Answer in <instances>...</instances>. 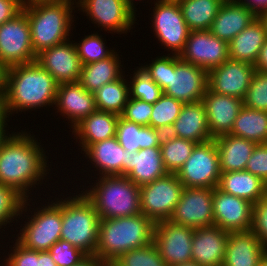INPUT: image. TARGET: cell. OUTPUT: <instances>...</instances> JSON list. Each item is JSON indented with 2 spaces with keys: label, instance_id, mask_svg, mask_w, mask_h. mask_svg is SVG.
Here are the masks:
<instances>
[{
  "label": "cell",
  "instance_id": "6da1fadb",
  "mask_svg": "<svg viewBox=\"0 0 267 266\" xmlns=\"http://www.w3.org/2000/svg\"><path fill=\"white\" fill-rule=\"evenodd\" d=\"M30 132L13 131L0 146V184L13 188L24 199L51 175L47 151Z\"/></svg>",
  "mask_w": 267,
  "mask_h": 266
},
{
  "label": "cell",
  "instance_id": "7a4b0ae2",
  "mask_svg": "<svg viewBox=\"0 0 267 266\" xmlns=\"http://www.w3.org/2000/svg\"><path fill=\"white\" fill-rule=\"evenodd\" d=\"M58 84L36 61L10 66L7 87L0 105L8 116L14 113L54 107ZM48 106V107H47Z\"/></svg>",
  "mask_w": 267,
  "mask_h": 266
},
{
  "label": "cell",
  "instance_id": "3957f363",
  "mask_svg": "<svg viewBox=\"0 0 267 266\" xmlns=\"http://www.w3.org/2000/svg\"><path fill=\"white\" fill-rule=\"evenodd\" d=\"M74 5L76 0H37L23 3L22 10L28 18L31 43L36 55L71 39L70 32L75 27L73 22L76 21Z\"/></svg>",
  "mask_w": 267,
  "mask_h": 266
},
{
  "label": "cell",
  "instance_id": "277c9868",
  "mask_svg": "<svg viewBox=\"0 0 267 266\" xmlns=\"http://www.w3.org/2000/svg\"><path fill=\"white\" fill-rule=\"evenodd\" d=\"M155 223L143 213L100 219L95 255L102 261H115L127 251L153 242Z\"/></svg>",
  "mask_w": 267,
  "mask_h": 266
},
{
  "label": "cell",
  "instance_id": "5b68a950",
  "mask_svg": "<svg viewBox=\"0 0 267 266\" xmlns=\"http://www.w3.org/2000/svg\"><path fill=\"white\" fill-rule=\"evenodd\" d=\"M94 185L81 191L93 204L100 219L139 215L140 187L126 176H99ZM85 190V191H84Z\"/></svg>",
  "mask_w": 267,
  "mask_h": 266
},
{
  "label": "cell",
  "instance_id": "8992f818",
  "mask_svg": "<svg viewBox=\"0 0 267 266\" xmlns=\"http://www.w3.org/2000/svg\"><path fill=\"white\" fill-rule=\"evenodd\" d=\"M60 199V200H59ZM32 198L24 199L18 220L26 216L27 222L21 224L20 232L16 240L27 249L39 252L48 251L52 245L60 240L62 227V198H55L51 202L32 209L30 201ZM30 206V207H28ZM43 206V207H42ZM29 208V209H28ZM32 209V211H31ZM31 212L29 215L28 213ZM34 212V213H33Z\"/></svg>",
  "mask_w": 267,
  "mask_h": 266
},
{
  "label": "cell",
  "instance_id": "52a82bcc",
  "mask_svg": "<svg viewBox=\"0 0 267 266\" xmlns=\"http://www.w3.org/2000/svg\"><path fill=\"white\" fill-rule=\"evenodd\" d=\"M79 192L65 199L62 198L60 239L79 248L87 255H95L100 217L93 204L81 191Z\"/></svg>",
  "mask_w": 267,
  "mask_h": 266
},
{
  "label": "cell",
  "instance_id": "ba28073f",
  "mask_svg": "<svg viewBox=\"0 0 267 266\" xmlns=\"http://www.w3.org/2000/svg\"><path fill=\"white\" fill-rule=\"evenodd\" d=\"M184 186L176 173H167L140 187L141 213L155 224L167 221L180 200Z\"/></svg>",
  "mask_w": 267,
  "mask_h": 266
},
{
  "label": "cell",
  "instance_id": "9c48e42d",
  "mask_svg": "<svg viewBox=\"0 0 267 266\" xmlns=\"http://www.w3.org/2000/svg\"><path fill=\"white\" fill-rule=\"evenodd\" d=\"M150 21L153 34L168 52L178 55L183 51L188 39L189 28L183 18L177 0H154ZM171 50V51H170Z\"/></svg>",
  "mask_w": 267,
  "mask_h": 266
},
{
  "label": "cell",
  "instance_id": "30bf717a",
  "mask_svg": "<svg viewBox=\"0 0 267 266\" xmlns=\"http://www.w3.org/2000/svg\"><path fill=\"white\" fill-rule=\"evenodd\" d=\"M176 175L186 188L217 187L221 170L215 140L197 144Z\"/></svg>",
  "mask_w": 267,
  "mask_h": 266
},
{
  "label": "cell",
  "instance_id": "8fae6325",
  "mask_svg": "<svg viewBox=\"0 0 267 266\" xmlns=\"http://www.w3.org/2000/svg\"><path fill=\"white\" fill-rule=\"evenodd\" d=\"M170 54L168 86L163 94L183 103L201 101L208 88V72Z\"/></svg>",
  "mask_w": 267,
  "mask_h": 266
},
{
  "label": "cell",
  "instance_id": "7c38bea8",
  "mask_svg": "<svg viewBox=\"0 0 267 266\" xmlns=\"http://www.w3.org/2000/svg\"><path fill=\"white\" fill-rule=\"evenodd\" d=\"M0 61L8 67L36 61L30 25L23 10L0 25Z\"/></svg>",
  "mask_w": 267,
  "mask_h": 266
},
{
  "label": "cell",
  "instance_id": "4fadbf2b",
  "mask_svg": "<svg viewBox=\"0 0 267 266\" xmlns=\"http://www.w3.org/2000/svg\"><path fill=\"white\" fill-rule=\"evenodd\" d=\"M76 8L107 33L127 34L137 24V14L125 0H77Z\"/></svg>",
  "mask_w": 267,
  "mask_h": 266
},
{
  "label": "cell",
  "instance_id": "5bb4252c",
  "mask_svg": "<svg viewBox=\"0 0 267 266\" xmlns=\"http://www.w3.org/2000/svg\"><path fill=\"white\" fill-rule=\"evenodd\" d=\"M169 221L194 229L213 226V189L184 187Z\"/></svg>",
  "mask_w": 267,
  "mask_h": 266
},
{
  "label": "cell",
  "instance_id": "9a60e30c",
  "mask_svg": "<svg viewBox=\"0 0 267 266\" xmlns=\"http://www.w3.org/2000/svg\"><path fill=\"white\" fill-rule=\"evenodd\" d=\"M179 58L209 72L229 59L228 42L209 30L190 31Z\"/></svg>",
  "mask_w": 267,
  "mask_h": 266
},
{
  "label": "cell",
  "instance_id": "2e32d148",
  "mask_svg": "<svg viewBox=\"0 0 267 266\" xmlns=\"http://www.w3.org/2000/svg\"><path fill=\"white\" fill-rule=\"evenodd\" d=\"M194 228L180 226L169 220L157 222L153 243L167 266H176L190 262Z\"/></svg>",
  "mask_w": 267,
  "mask_h": 266
},
{
  "label": "cell",
  "instance_id": "e0dca14e",
  "mask_svg": "<svg viewBox=\"0 0 267 266\" xmlns=\"http://www.w3.org/2000/svg\"><path fill=\"white\" fill-rule=\"evenodd\" d=\"M36 62L54 77L58 85L80 79L82 64L73 40L42 50L36 55Z\"/></svg>",
  "mask_w": 267,
  "mask_h": 266
},
{
  "label": "cell",
  "instance_id": "ac0fdd59",
  "mask_svg": "<svg viewBox=\"0 0 267 266\" xmlns=\"http://www.w3.org/2000/svg\"><path fill=\"white\" fill-rule=\"evenodd\" d=\"M254 73V65L228 59L208 72V88L217 94L243 99Z\"/></svg>",
  "mask_w": 267,
  "mask_h": 266
},
{
  "label": "cell",
  "instance_id": "d6986e66",
  "mask_svg": "<svg viewBox=\"0 0 267 266\" xmlns=\"http://www.w3.org/2000/svg\"><path fill=\"white\" fill-rule=\"evenodd\" d=\"M252 208L249 201L213 188L214 225L222 230H251Z\"/></svg>",
  "mask_w": 267,
  "mask_h": 266
},
{
  "label": "cell",
  "instance_id": "ffe728a7",
  "mask_svg": "<svg viewBox=\"0 0 267 266\" xmlns=\"http://www.w3.org/2000/svg\"><path fill=\"white\" fill-rule=\"evenodd\" d=\"M207 115L210 135L213 139L230 134L240 109L242 99L234 96L221 95L207 88L202 98Z\"/></svg>",
  "mask_w": 267,
  "mask_h": 266
},
{
  "label": "cell",
  "instance_id": "44dd1931",
  "mask_svg": "<svg viewBox=\"0 0 267 266\" xmlns=\"http://www.w3.org/2000/svg\"><path fill=\"white\" fill-rule=\"evenodd\" d=\"M54 110L67 118L70 130L97 110L94 93L87 91L79 82L64 83L57 87Z\"/></svg>",
  "mask_w": 267,
  "mask_h": 266
},
{
  "label": "cell",
  "instance_id": "7402d4cb",
  "mask_svg": "<svg viewBox=\"0 0 267 266\" xmlns=\"http://www.w3.org/2000/svg\"><path fill=\"white\" fill-rule=\"evenodd\" d=\"M229 233L215 225L196 228L192 238L191 260L200 266H222Z\"/></svg>",
  "mask_w": 267,
  "mask_h": 266
},
{
  "label": "cell",
  "instance_id": "603a6c76",
  "mask_svg": "<svg viewBox=\"0 0 267 266\" xmlns=\"http://www.w3.org/2000/svg\"><path fill=\"white\" fill-rule=\"evenodd\" d=\"M83 155L89 158L87 161L96 168L98 176H126L127 150L119 144L116 136L90 145Z\"/></svg>",
  "mask_w": 267,
  "mask_h": 266
},
{
  "label": "cell",
  "instance_id": "cb8c5ba5",
  "mask_svg": "<svg viewBox=\"0 0 267 266\" xmlns=\"http://www.w3.org/2000/svg\"><path fill=\"white\" fill-rule=\"evenodd\" d=\"M160 147L127 151L126 177L141 187L167 174Z\"/></svg>",
  "mask_w": 267,
  "mask_h": 266
},
{
  "label": "cell",
  "instance_id": "d4e9b609",
  "mask_svg": "<svg viewBox=\"0 0 267 266\" xmlns=\"http://www.w3.org/2000/svg\"><path fill=\"white\" fill-rule=\"evenodd\" d=\"M265 250L251 230L231 231L222 266H259Z\"/></svg>",
  "mask_w": 267,
  "mask_h": 266
},
{
  "label": "cell",
  "instance_id": "484cf974",
  "mask_svg": "<svg viewBox=\"0 0 267 266\" xmlns=\"http://www.w3.org/2000/svg\"><path fill=\"white\" fill-rule=\"evenodd\" d=\"M168 134L194 141L197 144L212 140L202 101L184 103Z\"/></svg>",
  "mask_w": 267,
  "mask_h": 266
},
{
  "label": "cell",
  "instance_id": "4316f807",
  "mask_svg": "<svg viewBox=\"0 0 267 266\" xmlns=\"http://www.w3.org/2000/svg\"><path fill=\"white\" fill-rule=\"evenodd\" d=\"M118 119V114L96 110L79 122L70 132L74 135L76 142L79 140L81 154L90 145L116 136Z\"/></svg>",
  "mask_w": 267,
  "mask_h": 266
},
{
  "label": "cell",
  "instance_id": "83f0119b",
  "mask_svg": "<svg viewBox=\"0 0 267 266\" xmlns=\"http://www.w3.org/2000/svg\"><path fill=\"white\" fill-rule=\"evenodd\" d=\"M256 18L252 11L238 1L223 2L209 31L229 43Z\"/></svg>",
  "mask_w": 267,
  "mask_h": 266
},
{
  "label": "cell",
  "instance_id": "f1b7e54d",
  "mask_svg": "<svg viewBox=\"0 0 267 266\" xmlns=\"http://www.w3.org/2000/svg\"><path fill=\"white\" fill-rule=\"evenodd\" d=\"M266 38L265 25L257 17L228 43L229 59L254 65Z\"/></svg>",
  "mask_w": 267,
  "mask_h": 266
},
{
  "label": "cell",
  "instance_id": "f546056e",
  "mask_svg": "<svg viewBox=\"0 0 267 266\" xmlns=\"http://www.w3.org/2000/svg\"><path fill=\"white\" fill-rule=\"evenodd\" d=\"M217 188L252 204L267 195V184L246 170L221 172Z\"/></svg>",
  "mask_w": 267,
  "mask_h": 266
},
{
  "label": "cell",
  "instance_id": "4dcf8cb0",
  "mask_svg": "<svg viewBox=\"0 0 267 266\" xmlns=\"http://www.w3.org/2000/svg\"><path fill=\"white\" fill-rule=\"evenodd\" d=\"M219 153L221 172L245 170L256 143L245 138L225 134L214 139Z\"/></svg>",
  "mask_w": 267,
  "mask_h": 266
},
{
  "label": "cell",
  "instance_id": "1f68e13d",
  "mask_svg": "<svg viewBox=\"0 0 267 266\" xmlns=\"http://www.w3.org/2000/svg\"><path fill=\"white\" fill-rule=\"evenodd\" d=\"M163 135L161 130L127 121L120 116L117 121L116 138L128 152L160 147Z\"/></svg>",
  "mask_w": 267,
  "mask_h": 266
},
{
  "label": "cell",
  "instance_id": "d6a6232c",
  "mask_svg": "<svg viewBox=\"0 0 267 266\" xmlns=\"http://www.w3.org/2000/svg\"><path fill=\"white\" fill-rule=\"evenodd\" d=\"M119 54L115 51L110 57L82 65L79 83L89 92L94 93L101 86L119 79L124 69Z\"/></svg>",
  "mask_w": 267,
  "mask_h": 266
},
{
  "label": "cell",
  "instance_id": "836d02e7",
  "mask_svg": "<svg viewBox=\"0 0 267 266\" xmlns=\"http://www.w3.org/2000/svg\"><path fill=\"white\" fill-rule=\"evenodd\" d=\"M190 31L210 30L222 0H177Z\"/></svg>",
  "mask_w": 267,
  "mask_h": 266
},
{
  "label": "cell",
  "instance_id": "e575fe53",
  "mask_svg": "<svg viewBox=\"0 0 267 266\" xmlns=\"http://www.w3.org/2000/svg\"><path fill=\"white\" fill-rule=\"evenodd\" d=\"M230 134L256 144L267 143V111L242 106Z\"/></svg>",
  "mask_w": 267,
  "mask_h": 266
},
{
  "label": "cell",
  "instance_id": "d590c367",
  "mask_svg": "<svg viewBox=\"0 0 267 266\" xmlns=\"http://www.w3.org/2000/svg\"><path fill=\"white\" fill-rule=\"evenodd\" d=\"M122 75L119 79L101 86L94 92L96 108L99 111L120 115L130 97L129 82Z\"/></svg>",
  "mask_w": 267,
  "mask_h": 266
},
{
  "label": "cell",
  "instance_id": "8d00e7d4",
  "mask_svg": "<svg viewBox=\"0 0 267 266\" xmlns=\"http://www.w3.org/2000/svg\"><path fill=\"white\" fill-rule=\"evenodd\" d=\"M197 145L194 141L164 133L161 139V155L168 173H177Z\"/></svg>",
  "mask_w": 267,
  "mask_h": 266
},
{
  "label": "cell",
  "instance_id": "74e56055",
  "mask_svg": "<svg viewBox=\"0 0 267 266\" xmlns=\"http://www.w3.org/2000/svg\"><path fill=\"white\" fill-rule=\"evenodd\" d=\"M183 105V102L163 94L153 104L149 126L161 130L163 133H168L178 118Z\"/></svg>",
  "mask_w": 267,
  "mask_h": 266
},
{
  "label": "cell",
  "instance_id": "f35d334b",
  "mask_svg": "<svg viewBox=\"0 0 267 266\" xmlns=\"http://www.w3.org/2000/svg\"><path fill=\"white\" fill-rule=\"evenodd\" d=\"M128 80L130 98L154 104L163 95V90L141 67H136Z\"/></svg>",
  "mask_w": 267,
  "mask_h": 266
},
{
  "label": "cell",
  "instance_id": "ab89813d",
  "mask_svg": "<svg viewBox=\"0 0 267 266\" xmlns=\"http://www.w3.org/2000/svg\"><path fill=\"white\" fill-rule=\"evenodd\" d=\"M103 39L98 32H93L90 35H85L83 39L81 38L79 43L73 41L82 65L106 59L115 52L114 48L106 46V40Z\"/></svg>",
  "mask_w": 267,
  "mask_h": 266
},
{
  "label": "cell",
  "instance_id": "60d3db41",
  "mask_svg": "<svg viewBox=\"0 0 267 266\" xmlns=\"http://www.w3.org/2000/svg\"><path fill=\"white\" fill-rule=\"evenodd\" d=\"M115 262L120 266H167L153 242L121 254Z\"/></svg>",
  "mask_w": 267,
  "mask_h": 266
},
{
  "label": "cell",
  "instance_id": "b9f144b4",
  "mask_svg": "<svg viewBox=\"0 0 267 266\" xmlns=\"http://www.w3.org/2000/svg\"><path fill=\"white\" fill-rule=\"evenodd\" d=\"M23 202L24 198L13 188L0 184V229L15 223L14 219L18 223L16 218H19Z\"/></svg>",
  "mask_w": 267,
  "mask_h": 266
},
{
  "label": "cell",
  "instance_id": "7bdbcfd3",
  "mask_svg": "<svg viewBox=\"0 0 267 266\" xmlns=\"http://www.w3.org/2000/svg\"><path fill=\"white\" fill-rule=\"evenodd\" d=\"M242 102L247 108L267 111V72L255 71Z\"/></svg>",
  "mask_w": 267,
  "mask_h": 266
},
{
  "label": "cell",
  "instance_id": "ee69618b",
  "mask_svg": "<svg viewBox=\"0 0 267 266\" xmlns=\"http://www.w3.org/2000/svg\"><path fill=\"white\" fill-rule=\"evenodd\" d=\"M58 266H75L88 255L64 240H59L48 250Z\"/></svg>",
  "mask_w": 267,
  "mask_h": 266
},
{
  "label": "cell",
  "instance_id": "f6af8a7d",
  "mask_svg": "<svg viewBox=\"0 0 267 266\" xmlns=\"http://www.w3.org/2000/svg\"><path fill=\"white\" fill-rule=\"evenodd\" d=\"M152 108V103L129 97L127 104L119 116L127 121L142 126H149Z\"/></svg>",
  "mask_w": 267,
  "mask_h": 266
},
{
  "label": "cell",
  "instance_id": "bcb514c9",
  "mask_svg": "<svg viewBox=\"0 0 267 266\" xmlns=\"http://www.w3.org/2000/svg\"><path fill=\"white\" fill-rule=\"evenodd\" d=\"M14 247L9 248L7 256L5 255L2 266H38V251L25 248L17 240ZM5 261V262H4Z\"/></svg>",
  "mask_w": 267,
  "mask_h": 266
},
{
  "label": "cell",
  "instance_id": "7dc6e473",
  "mask_svg": "<svg viewBox=\"0 0 267 266\" xmlns=\"http://www.w3.org/2000/svg\"><path fill=\"white\" fill-rule=\"evenodd\" d=\"M251 231L267 249V195L253 204Z\"/></svg>",
  "mask_w": 267,
  "mask_h": 266
},
{
  "label": "cell",
  "instance_id": "c3c4849f",
  "mask_svg": "<svg viewBox=\"0 0 267 266\" xmlns=\"http://www.w3.org/2000/svg\"><path fill=\"white\" fill-rule=\"evenodd\" d=\"M154 59V60H153ZM152 63H146L140 66L146 74L154 80L162 90L168 86V77H169V53L161 56H157L156 59L153 58Z\"/></svg>",
  "mask_w": 267,
  "mask_h": 266
},
{
  "label": "cell",
  "instance_id": "681fc988",
  "mask_svg": "<svg viewBox=\"0 0 267 266\" xmlns=\"http://www.w3.org/2000/svg\"><path fill=\"white\" fill-rule=\"evenodd\" d=\"M245 170L259 177L267 184V143L256 145L248 159Z\"/></svg>",
  "mask_w": 267,
  "mask_h": 266
},
{
  "label": "cell",
  "instance_id": "f907efd6",
  "mask_svg": "<svg viewBox=\"0 0 267 266\" xmlns=\"http://www.w3.org/2000/svg\"><path fill=\"white\" fill-rule=\"evenodd\" d=\"M23 3V0H0V25L17 15Z\"/></svg>",
  "mask_w": 267,
  "mask_h": 266
},
{
  "label": "cell",
  "instance_id": "816d5d0a",
  "mask_svg": "<svg viewBox=\"0 0 267 266\" xmlns=\"http://www.w3.org/2000/svg\"><path fill=\"white\" fill-rule=\"evenodd\" d=\"M238 2L252 11L257 17L267 11V0H239Z\"/></svg>",
  "mask_w": 267,
  "mask_h": 266
},
{
  "label": "cell",
  "instance_id": "f5cc1de1",
  "mask_svg": "<svg viewBox=\"0 0 267 266\" xmlns=\"http://www.w3.org/2000/svg\"><path fill=\"white\" fill-rule=\"evenodd\" d=\"M9 118L11 117L8 116V114L3 110L2 106L0 105V146L10 136L9 134L10 132L7 131V129H5V128H9L8 123H7L10 121Z\"/></svg>",
  "mask_w": 267,
  "mask_h": 266
},
{
  "label": "cell",
  "instance_id": "db71d44e",
  "mask_svg": "<svg viewBox=\"0 0 267 266\" xmlns=\"http://www.w3.org/2000/svg\"><path fill=\"white\" fill-rule=\"evenodd\" d=\"M254 67L255 71L267 72V38L260 49V53Z\"/></svg>",
  "mask_w": 267,
  "mask_h": 266
},
{
  "label": "cell",
  "instance_id": "11a10c76",
  "mask_svg": "<svg viewBox=\"0 0 267 266\" xmlns=\"http://www.w3.org/2000/svg\"><path fill=\"white\" fill-rule=\"evenodd\" d=\"M9 67L0 61V99L4 95L7 87V74Z\"/></svg>",
  "mask_w": 267,
  "mask_h": 266
},
{
  "label": "cell",
  "instance_id": "9f6ffc18",
  "mask_svg": "<svg viewBox=\"0 0 267 266\" xmlns=\"http://www.w3.org/2000/svg\"><path fill=\"white\" fill-rule=\"evenodd\" d=\"M38 266H58L49 251H38Z\"/></svg>",
  "mask_w": 267,
  "mask_h": 266
},
{
  "label": "cell",
  "instance_id": "6f0895ef",
  "mask_svg": "<svg viewBox=\"0 0 267 266\" xmlns=\"http://www.w3.org/2000/svg\"><path fill=\"white\" fill-rule=\"evenodd\" d=\"M102 260L96 255H88L79 264L75 266H101Z\"/></svg>",
  "mask_w": 267,
  "mask_h": 266
},
{
  "label": "cell",
  "instance_id": "680465c9",
  "mask_svg": "<svg viewBox=\"0 0 267 266\" xmlns=\"http://www.w3.org/2000/svg\"><path fill=\"white\" fill-rule=\"evenodd\" d=\"M139 2H141V0H137ZM126 4L136 13L137 12V8H135L136 6L134 5V0H125ZM136 9V10H135Z\"/></svg>",
  "mask_w": 267,
  "mask_h": 266
},
{
  "label": "cell",
  "instance_id": "91938a15",
  "mask_svg": "<svg viewBox=\"0 0 267 266\" xmlns=\"http://www.w3.org/2000/svg\"><path fill=\"white\" fill-rule=\"evenodd\" d=\"M259 266H267V249L265 250L264 254L262 255V259L260 261Z\"/></svg>",
  "mask_w": 267,
  "mask_h": 266
},
{
  "label": "cell",
  "instance_id": "94428289",
  "mask_svg": "<svg viewBox=\"0 0 267 266\" xmlns=\"http://www.w3.org/2000/svg\"><path fill=\"white\" fill-rule=\"evenodd\" d=\"M259 18L262 20V22L264 23L265 25V29H266V32H267V11L262 13Z\"/></svg>",
  "mask_w": 267,
  "mask_h": 266
},
{
  "label": "cell",
  "instance_id": "6125c7cd",
  "mask_svg": "<svg viewBox=\"0 0 267 266\" xmlns=\"http://www.w3.org/2000/svg\"><path fill=\"white\" fill-rule=\"evenodd\" d=\"M101 266H120L115 261H102Z\"/></svg>",
  "mask_w": 267,
  "mask_h": 266
},
{
  "label": "cell",
  "instance_id": "be15d7a7",
  "mask_svg": "<svg viewBox=\"0 0 267 266\" xmlns=\"http://www.w3.org/2000/svg\"><path fill=\"white\" fill-rule=\"evenodd\" d=\"M176 266H200V265H198L197 263H195L193 261H190V262L182 263V264H179Z\"/></svg>",
  "mask_w": 267,
  "mask_h": 266
},
{
  "label": "cell",
  "instance_id": "e7e4bbea",
  "mask_svg": "<svg viewBox=\"0 0 267 266\" xmlns=\"http://www.w3.org/2000/svg\"><path fill=\"white\" fill-rule=\"evenodd\" d=\"M223 2H234V1H239V0H222Z\"/></svg>",
  "mask_w": 267,
  "mask_h": 266
},
{
  "label": "cell",
  "instance_id": "03108f58",
  "mask_svg": "<svg viewBox=\"0 0 267 266\" xmlns=\"http://www.w3.org/2000/svg\"><path fill=\"white\" fill-rule=\"evenodd\" d=\"M24 2H32V1H37V0H23Z\"/></svg>",
  "mask_w": 267,
  "mask_h": 266
}]
</instances>
